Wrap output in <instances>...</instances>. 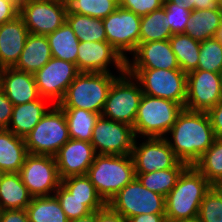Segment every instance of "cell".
<instances>
[{
  "instance_id": "1",
  "label": "cell",
  "mask_w": 222,
  "mask_h": 222,
  "mask_svg": "<svg viewBox=\"0 0 222 222\" xmlns=\"http://www.w3.org/2000/svg\"><path fill=\"white\" fill-rule=\"evenodd\" d=\"M165 139L181 162L193 166L212 146L215 135L207 112L183 108Z\"/></svg>"
},
{
  "instance_id": "2",
  "label": "cell",
  "mask_w": 222,
  "mask_h": 222,
  "mask_svg": "<svg viewBox=\"0 0 222 222\" xmlns=\"http://www.w3.org/2000/svg\"><path fill=\"white\" fill-rule=\"evenodd\" d=\"M212 186L194 166H187L165 197L166 219L185 220L198 217L200 204Z\"/></svg>"
},
{
  "instance_id": "3",
  "label": "cell",
  "mask_w": 222,
  "mask_h": 222,
  "mask_svg": "<svg viewBox=\"0 0 222 222\" xmlns=\"http://www.w3.org/2000/svg\"><path fill=\"white\" fill-rule=\"evenodd\" d=\"M119 75L80 72L57 105L60 108H79L102 114L109 89Z\"/></svg>"
},
{
  "instance_id": "4",
  "label": "cell",
  "mask_w": 222,
  "mask_h": 222,
  "mask_svg": "<svg viewBox=\"0 0 222 222\" xmlns=\"http://www.w3.org/2000/svg\"><path fill=\"white\" fill-rule=\"evenodd\" d=\"M87 176L101 198L108 202L135 177L131 155L97 154L89 167Z\"/></svg>"
},
{
  "instance_id": "5",
  "label": "cell",
  "mask_w": 222,
  "mask_h": 222,
  "mask_svg": "<svg viewBox=\"0 0 222 222\" xmlns=\"http://www.w3.org/2000/svg\"><path fill=\"white\" fill-rule=\"evenodd\" d=\"M183 106L177 102L142 95L133 131L138 138H165Z\"/></svg>"
},
{
  "instance_id": "6",
  "label": "cell",
  "mask_w": 222,
  "mask_h": 222,
  "mask_svg": "<svg viewBox=\"0 0 222 222\" xmlns=\"http://www.w3.org/2000/svg\"><path fill=\"white\" fill-rule=\"evenodd\" d=\"M69 139L64 111L57 104H53L24 138L29 154L50 156H55Z\"/></svg>"
},
{
  "instance_id": "7",
  "label": "cell",
  "mask_w": 222,
  "mask_h": 222,
  "mask_svg": "<svg viewBox=\"0 0 222 222\" xmlns=\"http://www.w3.org/2000/svg\"><path fill=\"white\" fill-rule=\"evenodd\" d=\"M142 95L139 82L124 72L113 81L101 116L133 127Z\"/></svg>"
},
{
  "instance_id": "8",
  "label": "cell",
  "mask_w": 222,
  "mask_h": 222,
  "mask_svg": "<svg viewBox=\"0 0 222 222\" xmlns=\"http://www.w3.org/2000/svg\"><path fill=\"white\" fill-rule=\"evenodd\" d=\"M140 84L143 94L185 106L187 74L181 69H126Z\"/></svg>"
},
{
  "instance_id": "9",
  "label": "cell",
  "mask_w": 222,
  "mask_h": 222,
  "mask_svg": "<svg viewBox=\"0 0 222 222\" xmlns=\"http://www.w3.org/2000/svg\"><path fill=\"white\" fill-rule=\"evenodd\" d=\"M108 205L126 219L141 214H165V197L144 187L136 177Z\"/></svg>"
},
{
  "instance_id": "10",
  "label": "cell",
  "mask_w": 222,
  "mask_h": 222,
  "mask_svg": "<svg viewBox=\"0 0 222 222\" xmlns=\"http://www.w3.org/2000/svg\"><path fill=\"white\" fill-rule=\"evenodd\" d=\"M19 174L32 197L52 196L61 185L54 156L28 154Z\"/></svg>"
},
{
  "instance_id": "11",
  "label": "cell",
  "mask_w": 222,
  "mask_h": 222,
  "mask_svg": "<svg viewBox=\"0 0 222 222\" xmlns=\"http://www.w3.org/2000/svg\"><path fill=\"white\" fill-rule=\"evenodd\" d=\"M140 140V142H139ZM135 173H150L170 168H186L170 148L165 138L136 137L131 153Z\"/></svg>"
},
{
  "instance_id": "12",
  "label": "cell",
  "mask_w": 222,
  "mask_h": 222,
  "mask_svg": "<svg viewBox=\"0 0 222 222\" xmlns=\"http://www.w3.org/2000/svg\"><path fill=\"white\" fill-rule=\"evenodd\" d=\"M102 21L107 42L127 60L139 44L141 17L119 6Z\"/></svg>"
},
{
  "instance_id": "13",
  "label": "cell",
  "mask_w": 222,
  "mask_h": 222,
  "mask_svg": "<svg viewBox=\"0 0 222 222\" xmlns=\"http://www.w3.org/2000/svg\"><path fill=\"white\" fill-rule=\"evenodd\" d=\"M19 15L24 20L29 33L36 35L53 33L66 21L62 0L20 1Z\"/></svg>"
},
{
  "instance_id": "14",
  "label": "cell",
  "mask_w": 222,
  "mask_h": 222,
  "mask_svg": "<svg viewBox=\"0 0 222 222\" xmlns=\"http://www.w3.org/2000/svg\"><path fill=\"white\" fill-rule=\"evenodd\" d=\"M135 138L132 126L100 116L90 143L99 155H131Z\"/></svg>"
},
{
  "instance_id": "15",
  "label": "cell",
  "mask_w": 222,
  "mask_h": 222,
  "mask_svg": "<svg viewBox=\"0 0 222 222\" xmlns=\"http://www.w3.org/2000/svg\"><path fill=\"white\" fill-rule=\"evenodd\" d=\"M79 73L76 64L52 57L34 73V78L40 96L58 104Z\"/></svg>"
},
{
  "instance_id": "16",
  "label": "cell",
  "mask_w": 222,
  "mask_h": 222,
  "mask_svg": "<svg viewBox=\"0 0 222 222\" xmlns=\"http://www.w3.org/2000/svg\"><path fill=\"white\" fill-rule=\"evenodd\" d=\"M126 72V60L107 41L80 42L77 54V69L79 72L113 73Z\"/></svg>"
},
{
  "instance_id": "17",
  "label": "cell",
  "mask_w": 222,
  "mask_h": 222,
  "mask_svg": "<svg viewBox=\"0 0 222 222\" xmlns=\"http://www.w3.org/2000/svg\"><path fill=\"white\" fill-rule=\"evenodd\" d=\"M221 100L220 73L194 70L187 74L185 109L207 112Z\"/></svg>"
},
{
  "instance_id": "18",
  "label": "cell",
  "mask_w": 222,
  "mask_h": 222,
  "mask_svg": "<svg viewBox=\"0 0 222 222\" xmlns=\"http://www.w3.org/2000/svg\"><path fill=\"white\" fill-rule=\"evenodd\" d=\"M96 155L90 142L70 138L54 156L60 179L87 175Z\"/></svg>"
},
{
  "instance_id": "19",
  "label": "cell",
  "mask_w": 222,
  "mask_h": 222,
  "mask_svg": "<svg viewBox=\"0 0 222 222\" xmlns=\"http://www.w3.org/2000/svg\"><path fill=\"white\" fill-rule=\"evenodd\" d=\"M131 57L126 69H180L169 40L139 43Z\"/></svg>"
},
{
  "instance_id": "20",
  "label": "cell",
  "mask_w": 222,
  "mask_h": 222,
  "mask_svg": "<svg viewBox=\"0 0 222 222\" xmlns=\"http://www.w3.org/2000/svg\"><path fill=\"white\" fill-rule=\"evenodd\" d=\"M0 88L14 106L38 100L39 94L33 73L1 68Z\"/></svg>"
},
{
  "instance_id": "21",
  "label": "cell",
  "mask_w": 222,
  "mask_h": 222,
  "mask_svg": "<svg viewBox=\"0 0 222 222\" xmlns=\"http://www.w3.org/2000/svg\"><path fill=\"white\" fill-rule=\"evenodd\" d=\"M28 34L20 15L0 26V69L13 67L17 63Z\"/></svg>"
},
{
  "instance_id": "22",
  "label": "cell",
  "mask_w": 222,
  "mask_h": 222,
  "mask_svg": "<svg viewBox=\"0 0 222 222\" xmlns=\"http://www.w3.org/2000/svg\"><path fill=\"white\" fill-rule=\"evenodd\" d=\"M47 104H50V100L40 97L38 100L14 106L7 129L16 136L25 138L53 106L51 104L47 107Z\"/></svg>"
},
{
  "instance_id": "23",
  "label": "cell",
  "mask_w": 222,
  "mask_h": 222,
  "mask_svg": "<svg viewBox=\"0 0 222 222\" xmlns=\"http://www.w3.org/2000/svg\"><path fill=\"white\" fill-rule=\"evenodd\" d=\"M52 58L51 49L46 35L29 33L20 54L19 60L13 66L16 70L35 73Z\"/></svg>"
},
{
  "instance_id": "24",
  "label": "cell",
  "mask_w": 222,
  "mask_h": 222,
  "mask_svg": "<svg viewBox=\"0 0 222 222\" xmlns=\"http://www.w3.org/2000/svg\"><path fill=\"white\" fill-rule=\"evenodd\" d=\"M28 154L23 137L0 129V169L6 173H19Z\"/></svg>"
},
{
  "instance_id": "25",
  "label": "cell",
  "mask_w": 222,
  "mask_h": 222,
  "mask_svg": "<svg viewBox=\"0 0 222 222\" xmlns=\"http://www.w3.org/2000/svg\"><path fill=\"white\" fill-rule=\"evenodd\" d=\"M222 23V12L217 10H192L184 34L199 42L214 38Z\"/></svg>"
},
{
  "instance_id": "26",
  "label": "cell",
  "mask_w": 222,
  "mask_h": 222,
  "mask_svg": "<svg viewBox=\"0 0 222 222\" xmlns=\"http://www.w3.org/2000/svg\"><path fill=\"white\" fill-rule=\"evenodd\" d=\"M31 199L19 173L4 175L0 183V210L26 209Z\"/></svg>"
},
{
  "instance_id": "27",
  "label": "cell",
  "mask_w": 222,
  "mask_h": 222,
  "mask_svg": "<svg viewBox=\"0 0 222 222\" xmlns=\"http://www.w3.org/2000/svg\"><path fill=\"white\" fill-rule=\"evenodd\" d=\"M46 37L52 57L74 63L77 67V54L80 42L66 21L61 27L53 33L46 35Z\"/></svg>"
},
{
  "instance_id": "28",
  "label": "cell",
  "mask_w": 222,
  "mask_h": 222,
  "mask_svg": "<svg viewBox=\"0 0 222 222\" xmlns=\"http://www.w3.org/2000/svg\"><path fill=\"white\" fill-rule=\"evenodd\" d=\"M26 211L29 222H69L55 195L32 197Z\"/></svg>"
},
{
  "instance_id": "29",
  "label": "cell",
  "mask_w": 222,
  "mask_h": 222,
  "mask_svg": "<svg viewBox=\"0 0 222 222\" xmlns=\"http://www.w3.org/2000/svg\"><path fill=\"white\" fill-rule=\"evenodd\" d=\"M64 111L69 137L91 142L94 126L101 114L79 108H61Z\"/></svg>"
},
{
  "instance_id": "30",
  "label": "cell",
  "mask_w": 222,
  "mask_h": 222,
  "mask_svg": "<svg viewBox=\"0 0 222 222\" xmlns=\"http://www.w3.org/2000/svg\"><path fill=\"white\" fill-rule=\"evenodd\" d=\"M180 69L188 74L197 70L201 42L187 34H173L169 39Z\"/></svg>"
},
{
  "instance_id": "31",
  "label": "cell",
  "mask_w": 222,
  "mask_h": 222,
  "mask_svg": "<svg viewBox=\"0 0 222 222\" xmlns=\"http://www.w3.org/2000/svg\"><path fill=\"white\" fill-rule=\"evenodd\" d=\"M69 24L79 42L107 41L102 19L87 15H66Z\"/></svg>"
},
{
  "instance_id": "32",
  "label": "cell",
  "mask_w": 222,
  "mask_h": 222,
  "mask_svg": "<svg viewBox=\"0 0 222 222\" xmlns=\"http://www.w3.org/2000/svg\"><path fill=\"white\" fill-rule=\"evenodd\" d=\"M54 195L59 200L62 210L69 221L86 216L107 205L104 200H78L62 185L57 188Z\"/></svg>"
},
{
  "instance_id": "33",
  "label": "cell",
  "mask_w": 222,
  "mask_h": 222,
  "mask_svg": "<svg viewBox=\"0 0 222 222\" xmlns=\"http://www.w3.org/2000/svg\"><path fill=\"white\" fill-rule=\"evenodd\" d=\"M66 15L80 14L104 19L119 7V0H62Z\"/></svg>"
},
{
  "instance_id": "34",
  "label": "cell",
  "mask_w": 222,
  "mask_h": 222,
  "mask_svg": "<svg viewBox=\"0 0 222 222\" xmlns=\"http://www.w3.org/2000/svg\"><path fill=\"white\" fill-rule=\"evenodd\" d=\"M184 169L185 168H170L150 173H135V175L144 187L166 197L176 185Z\"/></svg>"
},
{
  "instance_id": "35",
  "label": "cell",
  "mask_w": 222,
  "mask_h": 222,
  "mask_svg": "<svg viewBox=\"0 0 222 222\" xmlns=\"http://www.w3.org/2000/svg\"><path fill=\"white\" fill-rule=\"evenodd\" d=\"M213 186L222 179V138H215L212 146L193 165Z\"/></svg>"
},
{
  "instance_id": "36",
  "label": "cell",
  "mask_w": 222,
  "mask_h": 222,
  "mask_svg": "<svg viewBox=\"0 0 222 222\" xmlns=\"http://www.w3.org/2000/svg\"><path fill=\"white\" fill-rule=\"evenodd\" d=\"M165 15L166 11L163 6L141 17L139 43L164 41L172 37V33L164 25Z\"/></svg>"
},
{
  "instance_id": "37",
  "label": "cell",
  "mask_w": 222,
  "mask_h": 222,
  "mask_svg": "<svg viewBox=\"0 0 222 222\" xmlns=\"http://www.w3.org/2000/svg\"><path fill=\"white\" fill-rule=\"evenodd\" d=\"M197 70L222 72V43L216 37L201 42Z\"/></svg>"
},
{
  "instance_id": "38",
  "label": "cell",
  "mask_w": 222,
  "mask_h": 222,
  "mask_svg": "<svg viewBox=\"0 0 222 222\" xmlns=\"http://www.w3.org/2000/svg\"><path fill=\"white\" fill-rule=\"evenodd\" d=\"M61 185L78 200H103L87 175L64 178Z\"/></svg>"
},
{
  "instance_id": "39",
  "label": "cell",
  "mask_w": 222,
  "mask_h": 222,
  "mask_svg": "<svg viewBox=\"0 0 222 222\" xmlns=\"http://www.w3.org/2000/svg\"><path fill=\"white\" fill-rule=\"evenodd\" d=\"M164 8L166 11L164 17L165 28L168 29L172 35L184 33L192 9H189L187 6L176 5L169 0H164Z\"/></svg>"
},
{
  "instance_id": "40",
  "label": "cell",
  "mask_w": 222,
  "mask_h": 222,
  "mask_svg": "<svg viewBox=\"0 0 222 222\" xmlns=\"http://www.w3.org/2000/svg\"><path fill=\"white\" fill-rule=\"evenodd\" d=\"M200 222H222V195L212 186L200 204Z\"/></svg>"
},
{
  "instance_id": "41",
  "label": "cell",
  "mask_w": 222,
  "mask_h": 222,
  "mask_svg": "<svg viewBox=\"0 0 222 222\" xmlns=\"http://www.w3.org/2000/svg\"><path fill=\"white\" fill-rule=\"evenodd\" d=\"M119 6L142 17L164 6V0H119Z\"/></svg>"
},
{
  "instance_id": "42",
  "label": "cell",
  "mask_w": 222,
  "mask_h": 222,
  "mask_svg": "<svg viewBox=\"0 0 222 222\" xmlns=\"http://www.w3.org/2000/svg\"><path fill=\"white\" fill-rule=\"evenodd\" d=\"M19 0H0V26L19 16Z\"/></svg>"
},
{
  "instance_id": "43",
  "label": "cell",
  "mask_w": 222,
  "mask_h": 222,
  "mask_svg": "<svg viewBox=\"0 0 222 222\" xmlns=\"http://www.w3.org/2000/svg\"><path fill=\"white\" fill-rule=\"evenodd\" d=\"M171 3H175L180 6H187L192 10H217L219 9L218 0H169Z\"/></svg>"
},
{
  "instance_id": "44",
  "label": "cell",
  "mask_w": 222,
  "mask_h": 222,
  "mask_svg": "<svg viewBox=\"0 0 222 222\" xmlns=\"http://www.w3.org/2000/svg\"><path fill=\"white\" fill-rule=\"evenodd\" d=\"M14 105L0 88V129H7Z\"/></svg>"
},
{
  "instance_id": "45",
  "label": "cell",
  "mask_w": 222,
  "mask_h": 222,
  "mask_svg": "<svg viewBox=\"0 0 222 222\" xmlns=\"http://www.w3.org/2000/svg\"><path fill=\"white\" fill-rule=\"evenodd\" d=\"M215 138H222V100L207 111Z\"/></svg>"
},
{
  "instance_id": "46",
  "label": "cell",
  "mask_w": 222,
  "mask_h": 222,
  "mask_svg": "<svg viewBox=\"0 0 222 222\" xmlns=\"http://www.w3.org/2000/svg\"><path fill=\"white\" fill-rule=\"evenodd\" d=\"M0 222H29L26 209L0 210Z\"/></svg>"
},
{
  "instance_id": "47",
  "label": "cell",
  "mask_w": 222,
  "mask_h": 222,
  "mask_svg": "<svg viewBox=\"0 0 222 222\" xmlns=\"http://www.w3.org/2000/svg\"><path fill=\"white\" fill-rule=\"evenodd\" d=\"M97 222H127V219L107 204L102 209L97 210Z\"/></svg>"
},
{
  "instance_id": "48",
  "label": "cell",
  "mask_w": 222,
  "mask_h": 222,
  "mask_svg": "<svg viewBox=\"0 0 222 222\" xmlns=\"http://www.w3.org/2000/svg\"><path fill=\"white\" fill-rule=\"evenodd\" d=\"M165 214H141L127 219V222H165Z\"/></svg>"
},
{
  "instance_id": "49",
  "label": "cell",
  "mask_w": 222,
  "mask_h": 222,
  "mask_svg": "<svg viewBox=\"0 0 222 222\" xmlns=\"http://www.w3.org/2000/svg\"><path fill=\"white\" fill-rule=\"evenodd\" d=\"M69 222H97V211L91 212L86 216L70 220Z\"/></svg>"
},
{
  "instance_id": "50",
  "label": "cell",
  "mask_w": 222,
  "mask_h": 222,
  "mask_svg": "<svg viewBox=\"0 0 222 222\" xmlns=\"http://www.w3.org/2000/svg\"><path fill=\"white\" fill-rule=\"evenodd\" d=\"M165 222H200L198 217L193 219H185V220H174V219H166Z\"/></svg>"
},
{
  "instance_id": "51",
  "label": "cell",
  "mask_w": 222,
  "mask_h": 222,
  "mask_svg": "<svg viewBox=\"0 0 222 222\" xmlns=\"http://www.w3.org/2000/svg\"><path fill=\"white\" fill-rule=\"evenodd\" d=\"M215 37L222 43V23Z\"/></svg>"
},
{
  "instance_id": "52",
  "label": "cell",
  "mask_w": 222,
  "mask_h": 222,
  "mask_svg": "<svg viewBox=\"0 0 222 222\" xmlns=\"http://www.w3.org/2000/svg\"><path fill=\"white\" fill-rule=\"evenodd\" d=\"M214 187L219 191V193L222 195V179L217 182Z\"/></svg>"
},
{
  "instance_id": "53",
  "label": "cell",
  "mask_w": 222,
  "mask_h": 222,
  "mask_svg": "<svg viewBox=\"0 0 222 222\" xmlns=\"http://www.w3.org/2000/svg\"><path fill=\"white\" fill-rule=\"evenodd\" d=\"M5 174H6V172L4 170L0 169V183L2 182V179Z\"/></svg>"
},
{
  "instance_id": "54",
  "label": "cell",
  "mask_w": 222,
  "mask_h": 222,
  "mask_svg": "<svg viewBox=\"0 0 222 222\" xmlns=\"http://www.w3.org/2000/svg\"><path fill=\"white\" fill-rule=\"evenodd\" d=\"M219 10L222 12V0H218Z\"/></svg>"
},
{
  "instance_id": "55",
  "label": "cell",
  "mask_w": 222,
  "mask_h": 222,
  "mask_svg": "<svg viewBox=\"0 0 222 222\" xmlns=\"http://www.w3.org/2000/svg\"><path fill=\"white\" fill-rule=\"evenodd\" d=\"M221 89H222V72L220 73Z\"/></svg>"
}]
</instances>
